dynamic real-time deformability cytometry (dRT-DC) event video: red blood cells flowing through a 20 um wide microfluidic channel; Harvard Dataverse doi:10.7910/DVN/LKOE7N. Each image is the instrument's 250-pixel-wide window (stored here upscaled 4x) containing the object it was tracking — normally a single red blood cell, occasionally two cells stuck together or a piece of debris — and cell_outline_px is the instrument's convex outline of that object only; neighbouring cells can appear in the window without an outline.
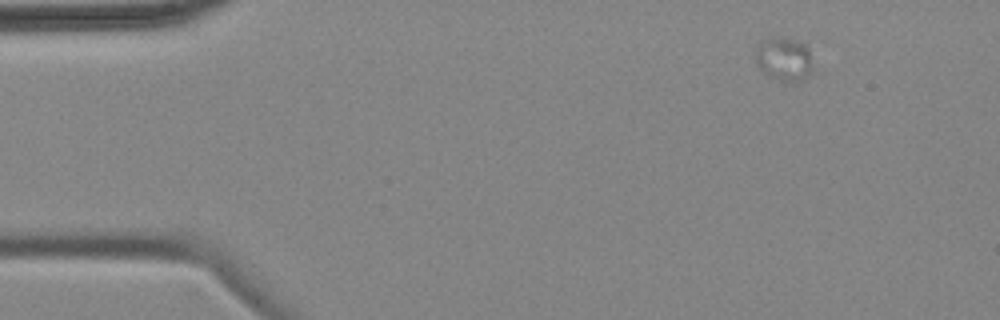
{"species": "common noctule bat (a hibernating species)", "species_latin": "Nyctalus noctula", "temperature_condition": "cold", "stored_images_in_passage": 4, "camera_frame_rate_fps": 3000, "um_per_image_px": 0.085, "animal": {"sex": "female", "body_mass_g": 18.4}, "frame": {"image": 1, "passage_image": 1, "time_ms": 0.0, "image_size_px": [1000, 320], "cell_outline_px": [[812, 72], [804, 80], [780, 80], [764, 72], [756, 64], [756, 44], [764, 36], [776, 36], [804, 40], [808, 48], [812, 64]], "centroid_in_image_um": [66.63, 4.93], "position_along_channel_um": 18.4, "area_um2": 14.97}}